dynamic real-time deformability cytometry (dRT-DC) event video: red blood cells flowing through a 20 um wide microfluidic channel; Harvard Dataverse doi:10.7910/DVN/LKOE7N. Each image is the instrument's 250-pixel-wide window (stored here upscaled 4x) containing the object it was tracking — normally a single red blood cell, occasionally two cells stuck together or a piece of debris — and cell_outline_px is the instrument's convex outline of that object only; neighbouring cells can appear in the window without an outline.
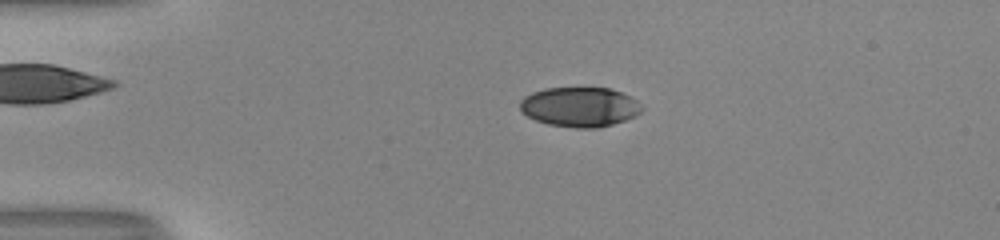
{"species": "human", "species_latin": "Homo sapiens", "temperature_condition": "room temperature", "stored_images_in_passage": 45, "camera_frame_rate_fps": 3000, "um_per_image_px": 0.085, "donor": {"sex": "male"}, "frame": {"image": 1, "passage_image": 5, "time_ms": 1.333, "image_size_px": [1000, 240], "cell_outline_px": [[644, 108], [636, 116], [612, 124], [596, 128], [576, 128], [548, 124], [536, 120], [528, 116], [520, 108], [520, 100], [524, 96], [532, 92], [544, 88], [608, 88], [632, 96]], "centroid_in_image_um": [49.29, 9.08], "position_along_channel_um": 35.7, "area_um2": 28.15}}
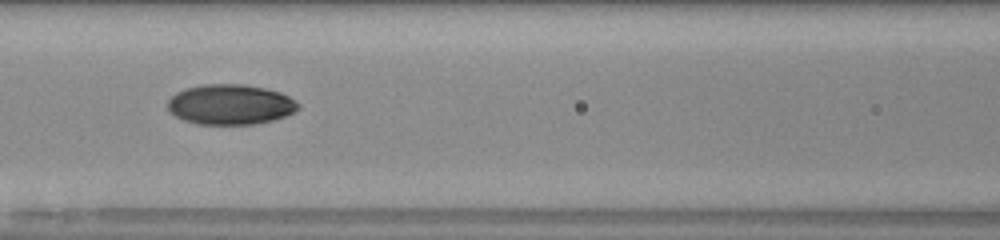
{"frame": {"image": 2, "passage_image": 17, "time_ms": 5.333, "image_size_px": [1000, 240], "cell_outline_px": [[300, 108], [296, 112], [272, 120], [256, 124], [200, 124], [184, 120], [176, 116], [168, 108], [168, 100], [176, 92], [200, 84], [244, 84], [264, 88], [280, 92], [296, 100], [300, 104]], "centroid_in_image_um": [19.62, 8.87], "position_along_channel_um": 147.0, "area_um2": 30.58}}
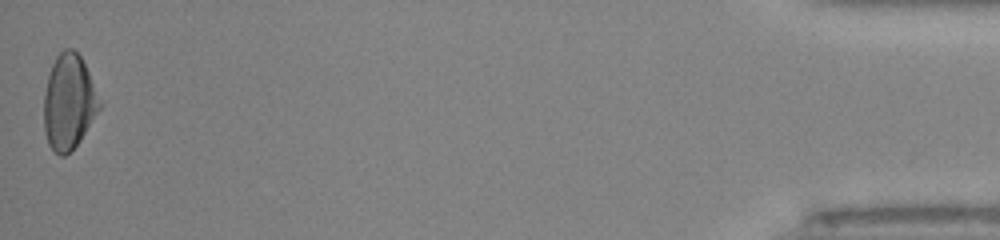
{"frame": {"image": 3, "passage_image": 45, "time_ms": 14.667, "image_size_px": [1000, 240], "cell_outline_px": [[104, 104], [80, 140], [64, 156], [60, 156], [48, 144], [44, 132], [44, 96], [48, 76], [52, 64], [56, 56], [64, 48], [72, 48], [80, 56]], "centroid_in_image_um": [5.87, 8.66], "position_along_channel_um": 429.3, "area_um2": 30.87}, "authors_computed_cell_mechanics": {"area_um2": 30.1138, "velocity_mm_per_s": 4.0437, "shape_relaxation_time_tau1_ms": 6.6631, "shape_relaxation_time_tau2_ms": 2.9557, "deformation_change_tau1": 0.1979, "deformation_change_tau2": 0.0503}}